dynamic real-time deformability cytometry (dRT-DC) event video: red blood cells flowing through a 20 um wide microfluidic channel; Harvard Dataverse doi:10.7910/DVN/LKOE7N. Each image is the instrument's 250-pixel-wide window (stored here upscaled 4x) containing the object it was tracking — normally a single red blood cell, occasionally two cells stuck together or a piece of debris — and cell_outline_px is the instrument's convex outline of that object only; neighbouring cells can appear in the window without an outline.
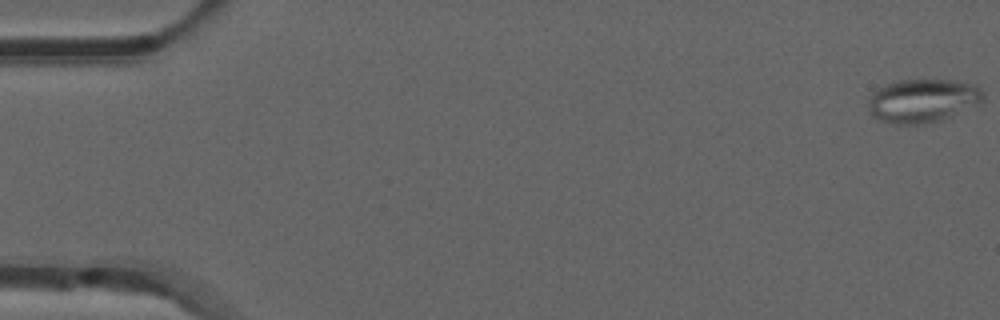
{"species": "common noctule bat (a hibernating species)", "species_latin": "Nyctalus noctula", "temperature_condition": "room temperature", "stored_images_in_passage": 53, "camera_frame_rate_fps": 3000, "um_per_image_px": 0.085, "animal": {"sex": "male", "forearm_length_mm": 52.5}, "frame": {"image": 1, "passage_image": 1, "time_ms": 0.0, "image_size_px": [1000, 320], "cell_outline_px": [[984, 96], [980, 100], [952, 116], [940, 120], [924, 124], [896, 124], [872, 116], [868, 108], [868, 100], [872, 92], [888, 84], [900, 80], [956, 80], [976, 84], [984, 92]], "centroid_in_image_um": [78.41, 8.54], "position_along_channel_um": 6.6, "area_um2": 28.78}}
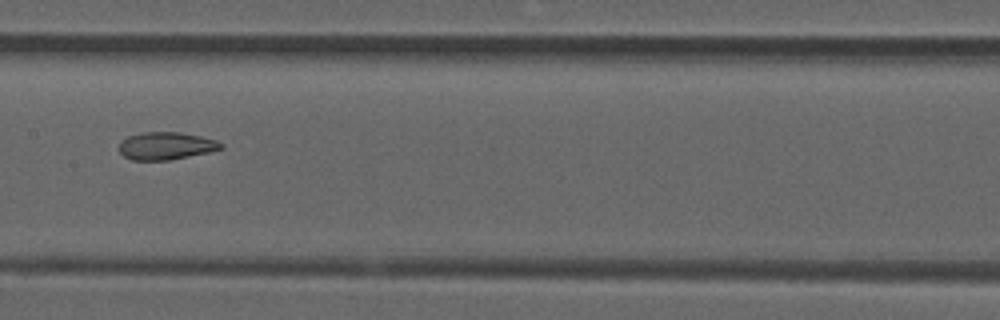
{"frame": {"image": 2, "passage_image": 27, "time_ms": 8.667, "image_size_px": [1000, 320], "cell_outline_px": [[224, 148], [208, 152], [168, 160], [132, 160], [124, 156], [120, 152], [120, 140], [128, 136], [144, 132], [180, 132], [200, 136], [216, 140], [224, 144]], "centroid_in_image_um": [14.11, 12.39], "position_along_channel_um": 193.3, "area_um2": 16.3}}
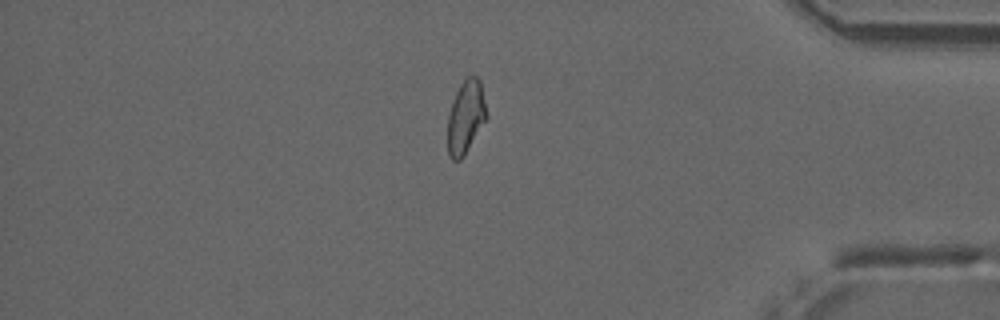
{"frame": {"image": 3, "passage_image": 45, "time_ms": 14.667, "image_size_px": [1000, 320], "cell_outline_px": [[488, 116], [464, 156], [460, 160], [452, 160], [448, 152], [448, 116], [452, 100], [460, 84], [468, 76], [476, 76], [480, 80]], "centroid_in_image_um": [39.59, 9.94], "position_along_channel_um": 395.6, "area_um2": 16.53}, "authors_computed_cell_mechanics": {"area_um2": 17.4556, "velocity_mm_per_s": 3.9079, "shape_relaxation_time_tau1_ms": null, "shape_relaxation_time_tau2_ms": 2.771, "deformation_change_tau1": null, "deformation_change_tau2": 0.0996}}